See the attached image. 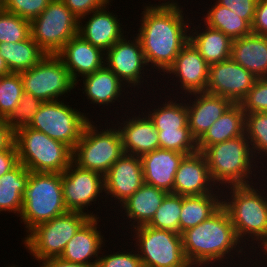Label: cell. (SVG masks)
Masks as SVG:
<instances>
[{
  "mask_svg": "<svg viewBox=\"0 0 267 267\" xmlns=\"http://www.w3.org/2000/svg\"><path fill=\"white\" fill-rule=\"evenodd\" d=\"M185 5L141 8L143 11L138 17L140 23L136 24L139 28H136L138 30L135 35L140 40L148 68L157 78H161L162 73L167 71L178 53L189 42L190 24L193 19L189 15L193 12H187Z\"/></svg>",
  "mask_w": 267,
  "mask_h": 267,
  "instance_id": "obj_1",
  "label": "cell"
},
{
  "mask_svg": "<svg viewBox=\"0 0 267 267\" xmlns=\"http://www.w3.org/2000/svg\"><path fill=\"white\" fill-rule=\"evenodd\" d=\"M181 237L185 257L192 267H245L251 264L252 253L238 239L223 207L209 219L182 232Z\"/></svg>",
  "mask_w": 267,
  "mask_h": 267,
  "instance_id": "obj_2",
  "label": "cell"
},
{
  "mask_svg": "<svg viewBox=\"0 0 267 267\" xmlns=\"http://www.w3.org/2000/svg\"><path fill=\"white\" fill-rule=\"evenodd\" d=\"M266 184L267 181L261 179L222 189V207L227 211L238 239L251 253L267 245Z\"/></svg>",
  "mask_w": 267,
  "mask_h": 267,
  "instance_id": "obj_3",
  "label": "cell"
},
{
  "mask_svg": "<svg viewBox=\"0 0 267 267\" xmlns=\"http://www.w3.org/2000/svg\"><path fill=\"white\" fill-rule=\"evenodd\" d=\"M203 154L219 189L261 180V164L255 159L246 134L209 146Z\"/></svg>",
  "mask_w": 267,
  "mask_h": 267,
  "instance_id": "obj_4",
  "label": "cell"
},
{
  "mask_svg": "<svg viewBox=\"0 0 267 267\" xmlns=\"http://www.w3.org/2000/svg\"><path fill=\"white\" fill-rule=\"evenodd\" d=\"M106 115L98 113L100 122L90 120L73 149L72 162L78 167L105 175L110 167L123 155V143L119 129ZM101 115L106 117L102 119ZM101 120L105 121L104 127ZM99 122V126L96 124ZM109 124V125H108ZM111 124V125H110ZM109 128V129H108Z\"/></svg>",
  "mask_w": 267,
  "mask_h": 267,
  "instance_id": "obj_5",
  "label": "cell"
},
{
  "mask_svg": "<svg viewBox=\"0 0 267 267\" xmlns=\"http://www.w3.org/2000/svg\"><path fill=\"white\" fill-rule=\"evenodd\" d=\"M62 173L30 172L23 196L20 223L25 235L38 224L66 213Z\"/></svg>",
  "mask_w": 267,
  "mask_h": 267,
  "instance_id": "obj_6",
  "label": "cell"
},
{
  "mask_svg": "<svg viewBox=\"0 0 267 267\" xmlns=\"http://www.w3.org/2000/svg\"><path fill=\"white\" fill-rule=\"evenodd\" d=\"M14 144L19 163L30 172L63 173L72 163L69 146L28 126L14 131Z\"/></svg>",
  "mask_w": 267,
  "mask_h": 267,
  "instance_id": "obj_7",
  "label": "cell"
},
{
  "mask_svg": "<svg viewBox=\"0 0 267 267\" xmlns=\"http://www.w3.org/2000/svg\"><path fill=\"white\" fill-rule=\"evenodd\" d=\"M90 218L82 212L67 211L35 226L24 235L21 244L40 265L49 258L60 257L67 243Z\"/></svg>",
  "mask_w": 267,
  "mask_h": 267,
  "instance_id": "obj_8",
  "label": "cell"
},
{
  "mask_svg": "<svg viewBox=\"0 0 267 267\" xmlns=\"http://www.w3.org/2000/svg\"><path fill=\"white\" fill-rule=\"evenodd\" d=\"M123 234H130L126 240L134 244L143 267H192L185 257L179 233L142 225Z\"/></svg>",
  "mask_w": 267,
  "mask_h": 267,
  "instance_id": "obj_9",
  "label": "cell"
},
{
  "mask_svg": "<svg viewBox=\"0 0 267 267\" xmlns=\"http://www.w3.org/2000/svg\"><path fill=\"white\" fill-rule=\"evenodd\" d=\"M129 33L130 32H127V35L125 34L105 52V65L115 73L131 91L133 90V93L136 91V96L139 95V92L140 94L143 93L144 96L151 90L152 92L158 91L159 84L157 82H159V80L157 77L153 76L154 74L147 66L140 40L135 34ZM129 35L131 37H128ZM150 78L154 79L151 80ZM147 80H149V82ZM143 85H145L148 90L145 89ZM154 85H156L157 88L154 87Z\"/></svg>",
  "mask_w": 267,
  "mask_h": 267,
  "instance_id": "obj_10",
  "label": "cell"
},
{
  "mask_svg": "<svg viewBox=\"0 0 267 267\" xmlns=\"http://www.w3.org/2000/svg\"><path fill=\"white\" fill-rule=\"evenodd\" d=\"M72 106L74 105H69L64 99L43 102L28 127L45 133L73 150L81 138L84 127L94 116L89 112L85 113L87 110L81 112L80 108Z\"/></svg>",
  "mask_w": 267,
  "mask_h": 267,
  "instance_id": "obj_11",
  "label": "cell"
},
{
  "mask_svg": "<svg viewBox=\"0 0 267 267\" xmlns=\"http://www.w3.org/2000/svg\"><path fill=\"white\" fill-rule=\"evenodd\" d=\"M62 191L68 211L82 212L91 218H99L100 213H102L100 211L103 209H106L104 210L106 212L109 211L106 201H103V199L106 200L104 175L97 171L82 169L72 162L62 173ZM95 204L101 207L96 208ZM93 205L95 206L93 211L97 213L91 211L93 207L90 208V206ZM102 206L106 208L102 209Z\"/></svg>",
  "mask_w": 267,
  "mask_h": 267,
  "instance_id": "obj_12",
  "label": "cell"
},
{
  "mask_svg": "<svg viewBox=\"0 0 267 267\" xmlns=\"http://www.w3.org/2000/svg\"><path fill=\"white\" fill-rule=\"evenodd\" d=\"M19 74L23 91L39 98L42 102L63 99L67 101L66 98L76 90V83L57 55L47 54L36 66Z\"/></svg>",
  "mask_w": 267,
  "mask_h": 267,
  "instance_id": "obj_13",
  "label": "cell"
},
{
  "mask_svg": "<svg viewBox=\"0 0 267 267\" xmlns=\"http://www.w3.org/2000/svg\"><path fill=\"white\" fill-rule=\"evenodd\" d=\"M79 19L62 0H51L46 9L30 22L33 40L47 53L56 55L78 34Z\"/></svg>",
  "mask_w": 267,
  "mask_h": 267,
  "instance_id": "obj_14",
  "label": "cell"
},
{
  "mask_svg": "<svg viewBox=\"0 0 267 267\" xmlns=\"http://www.w3.org/2000/svg\"><path fill=\"white\" fill-rule=\"evenodd\" d=\"M208 73L209 64L204 60L199 51L189 41L178 53L173 64L167 69L164 74H162V78H159V84L161 87L162 80L165 82L167 80L168 81L166 82V84H164L165 86L163 85V88L165 87L164 89L158 87V90H167V95H172V97L174 95L181 97V94L182 96H185L192 93L205 92L208 83ZM170 80L172 81L170 82ZM168 83H170V85ZM166 85H172L175 88L171 87L170 89V87L168 88ZM174 89L176 90V93Z\"/></svg>",
  "mask_w": 267,
  "mask_h": 267,
  "instance_id": "obj_15",
  "label": "cell"
},
{
  "mask_svg": "<svg viewBox=\"0 0 267 267\" xmlns=\"http://www.w3.org/2000/svg\"><path fill=\"white\" fill-rule=\"evenodd\" d=\"M81 82L83 84L80 85ZM79 85L82 88H80ZM76 89L78 91L79 90L83 91L82 93L85 95L86 99L89 101V104H86V106L92 104L94 105L93 106L94 110H96L95 108L98 105L99 109H103L101 110L102 113L103 111L104 113H106V110L108 112L110 108V113L108 115H111L112 113H114L115 115L116 114L120 115L119 114L120 112L123 113L127 111L128 109L134 107V105H136L134 104L136 103L135 102L136 94L133 93V91L129 90L128 86L124 84L118 78V76L115 73H113L106 65H104L101 69L93 72L92 74L86 75L82 77L80 80H78V82L76 83ZM128 94L130 96L133 95L132 98L131 97L129 98ZM125 103L126 104L128 103V104L126 105ZM113 105L114 106L117 105V106L114 107ZM118 105H120V107H118ZM124 105L126 106V108ZM111 106L113 107V109L111 108ZM118 108H121V109H118ZM123 108H125V110ZM119 110L120 112H118Z\"/></svg>",
  "mask_w": 267,
  "mask_h": 267,
  "instance_id": "obj_16",
  "label": "cell"
},
{
  "mask_svg": "<svg viewBox=\"0 0 267 267\" xmlns=\"http://www.w3.org/2000/svg\"><path fill=\"white\" fill-rule=\"evenodd\" d=\"M136 106L137 108L134 105V109H128L125 113H122L121 116L112 114L111 116L112 118L114 116V119L112 120L110 118L109 120H111L120 131L124 153L141 157L159 148V137L153 121L140 109L137 103Z\"/></svg>",
  "mask_w": 267,
  "mask_h": 267,
  "instance_id": "obj_17",
  "label": "cell"
},
{
  "mask_svg": "<svg viewBox=\"0 0 267 267\" xmlns=\"http://www.w3.org/2000/svg\"><path fill=\"white\" fill-rule=\"evenodd\" d=\"M104 184L105 201L106 204L109 202L108 207L111 205L109 212L116 211L124 201L144 184L141 157L123 154L104 175ZM112 202H115L113 206Z\"/></svg>",
  "mask_w": 267,
  "mask_h": 267,
  "instance_id": "obj_18",
  "label": "cell"
},
{
  "mask_svg": "<svg viewBox=\"0 0 267 267\" xmlns=\"http://www.w3.org/2000/svg\"><path fill=\"white\" fill-rule=\"evenodd\" d=\"M256 78L232 58L209 65L207 93L219 95L239 104L253 88Z\"/></svg>",
  "mask_w": 267,
  "mask_h": 267,
  "instance_id": "obj_19",
  "label": "cell"
},
{
  "mask_svg": "<svg viewBox=\"0 0 267 267\" xmlns=\"http://www.w3.org/2000/svg\"><path fill=\"white\" fill-rule=\"evenodd\" d=\"M111 3L113 5V0L101 9L79 19L78 34L103 52L110 49L128 32L126 31L128 30L126 27L128 24L122 25L123 23L120 20L124 18H118L119 16L116 14V11L114 13L112 10H109L110 6H112Z\"/></svg>",
  "mask_w": 267,
  "mask_h": 267,
  "instance_id": "obj_20",
  "label": "cell"
},
{
  "mask_svg": "<svg viewBox=\"0 0 267 267\" xmlns=\"http://www.w3.org/2000/svg\"><path fill=\"white\" fill-rule=\"evenodd\" d=\"M222 193L213 182L207 159L200 152L185 155L174 177L173 194L181 196Z\"/></svg>",
  "mask_w": 267,
  "mask_h": 267,
  "instance_id": "obj_21",
  "label": "cell"
},
{
  "mask_svg": "<svg viewBox=\"0 0 267 267\" xmlns=\"http://www.w3.org/2000/svg\"><path fill=\"white\" fill-rule=\"evenodd\" d=\"M167 194L168 192L165 190L144 183L131 197L119 206L120 208L116 209L117 211H114L113 217L115 218L113 219L117 218V224L122 217L123 219L120 221H124L117 225L119 227L117 229H123L122 231L126 230L128 232L129 229L147 225ZM117 212L120 213L118 214ZM116 213L118 216H115Z\"/></svg>",
  "mask_w": 267,
  "mask_h": 267,
  "instance_id": "obj_22",
  "label": "cell"
},
{
  "mask_svg": "<svg viewBox=\"0 0 267 267\" xmlns=\"http://www.w3.org/2000/svg\"><path fill=\"white\" fill-rule=\"evenodd\" d=\"M182 97L187 104L188 127L196 140L234 104L227 98L207 92H197Z\"/></svg>",
  "mask_w": 267,
  "mask_h": 267,
  "instance_id": "obj_23",
  "label": "cell"
},
{
  "mask_svg": "<svg viewBox=\"0 0 267 267\" xmlns=\"http://www.w3.org/2000/svg\"><path fill=\"white\" fill-rule=\"evenodd\" d=\"M159 92L160 93H156V91H155V93H154V91H153V93L149 92L147 95L152 97V99L149 98V96H148L147 100H146V97L143 98L142 94H140L141 96L137 95L136 98H138V99H136V103H138V101L140 102L142 99H145V101L138 103L139 105L141 104L139 107L143 106V108L141 107L140 109L144 110V112L153 121V123L155 125V129L157 131H178L179 129L184 128L188 124V110H187V104H186L185 99L182 96H181V98H180V96H178V97L173 96V98H172L170 95H166V93L164 91H162V92L159 91ZM150 93L154 97L151 96ZM158 94H160V95H158ZM161 94H162V97H161ZM163 94L165 95L164 96L165 99L163 97ZM155 95L160 97L158 99L159 102H158V100L157 101L155 100L158 98ZM139 97H140V100H139ZM148 98L152 101L148 100ZM160 99H161V101H160ZM147 101H148V103H147ZM144 102H146V103L144 104ZM149 102H153V103H149ZM147 104H149L148 107H147Z\"/></svg>",
  "mask_w": 267,
  "mask_h": 267,
  "instance_id": "obj_24",
  "label": "cell"
},
{
  "mask_svg": "<svg viewBox=\"0 0 267 267\" xmlns=\"http://www.w3.org/2000/svg\"><path fill=\"white\" fill-rule=\"evenodd\" d=\"M99 222H103L101 217L90 218L67 243L60 258L71 263H97L105 242L110 240H105V233L100 229L102 225L105 229L107 223Z\"/></svg>",
  "mask_w": 267,
  "mask_h": 267,
  "instance_id": "obj_25",
  "label": "cell"
},
{
  "mask_svg": "<svg viewBox=\"0 0 267 267\" xmlns=\"http://www.w3.org/2000/svg\"><path fill=\"white\" fill-rule=\"evenodd\" d=\"M56 55L62 60L75 83L105 65V52L79 34L71 38Z\"/></svg>",
  "mask_w": 267,
  "mask_h": 267,
  "instance_id": "obj_26",
  "label": "cell"
},
{
  "mask_svg": "<svg viewBox=\"0 0 267 267\" xmlns=\"http://www.w3.org/2000/svg\"><path fill=\"white\" fill-rule=\"evenodd\" d=\"M185 155L161 148L142 155L144 183L173 193L174 177Z\"/></svg>",
  "mask_w": 267,
  "mask_h": 267,
  "instance_id": "obj_27",
  "label": "cell"
},
{
  "mask_svg": "<svg viewBox=\"0 0 267 267\" xmlns=\"http://www.w3.org/2000/svg\"><path fill=\"white\" fill-rule=\"evenodd\" d=\"M191 16L194 19L190 24L189 41L199 51L204 60L210 65L230 59L233 40L220 30L213 29L202 21L197 22L198 20L193 17V14Z\"/></svg>",
  "mask_w": 267,
  "mask_h": 267,
  "instance_id": "obj_28",
  "label": "cell"
},
{
  "mask_svg": "<svg viewBox=\"0 0 267 267\" xmlns=\"http://www.w3.org/2000/svg\"><path fill=\"white\" fill-rule=\"evenodd\" d=\"M231 58L256 78H266L267 36L251 33L233 40Z\"/></svg>",
  "mask_w": 267,
  "mask_h": 267,
  "instance_id": "obj_29",
  "label": "cell"
},
{
  "mask_svg": "<svg viewBox=\"0 0 267 267\" xmlns=\"http://www.w3.org/2000/svg\"><path fill=\"white\" fill-rule=\"evenodd\" d=\"M245 134V112L239 104H233L197 140V149L204 152L209 146Z\"/></svg>",
  "mask_w": 267,
  "mask_h": 267,
  "instance_id": "obj_30",
  "label": "cell"
},
{
  "mask_svg": "<svg viewBox=\"0 0 267 267\" xmlns=\"http://www.w3.org/2000/svg\"><path fill=\"white\" fill-rule=\"evenodd\" d=\"M222 207V193L182 196L179 234L209 219Z\"/></svg>",
  "mask_w": 267,
  "mask_h": 267,
  "instance_id": "obj_31",
  "label": "cell"
},
{
  "mask_svg": "<svg viewBox=\"0 0 267 267\" xmlns=\"http://www.w3.org/2000/svg\"><path fill=\"white\" fill-rule=\"evenodd\" d=\"M29 170L18 163L12 170L0 177V213H13L17 218L23 208ZM3 212V213H2Z\"/></svg>",
  "mask_w": 267,
  "mask_h": 267,
  "instance_id": "obj_32",
  "label": "cell"
},
{
  "mask_svg": "<svg viewBox=\"0 0 267 267\" xmlns=\"http://www.w3.org/2000/svg\"><path fill=\"white\" fill-rule=\"evenodd\" d=\"M0 55L11 73H19L36 66L47 53L30 35L24 41L0 43Z\"/></svg>",
  "mask_w": 267,
  "mask_h": 267,
  "instance_id": "obj_33",
  "label": "cell"
},
{
  "mask_svg": "<svg viewBox=\"0 0 267 267\" xmlns=\"http://www.w3.org/2000/svg\"><path fill=\"white\" fill-rule=\"evenodd\" d=\"M213 1L214 3L212 4L211 2L208 8L204 6V9H207L206 11L204 9L201 10L203 12L201 15L204 16L201 17V20L198 19L199 22L204 21L203 23L207 26L220 30L231 40L239 39L252 33L251 25L246 20L228 8L219 5L215 0Z\"/></svg>",
  "mask_w": 267,
  "mask_h": 267,
  "instance_id": "obj_34",
  "label": "cell"
},
{
  "mask_svg": "<svg viewBox=\"0 0 267 267\" xmlns=\"http://www.w3.org/2000/svg\"><path fill=\"white\" fill-rule=\"evenodd\" d=\"M245 134L255 159L264 163L267 159V113L245 114Z\"/></svg>",
  "mask_w": 267,
  "mask_h": 267,
  "instance_id": "obj_35",
  "label": "cell"
},
{
  "mask_svg": "<svg viewBox=\"0 0 267 267\" xmlns=\"http://www.w3.org/2000/svg\"><path fill=\"white\" fill-rule=\"evenodd\" d=\"M181 207L182 196L168 193L147 226L179 233Z\"/></svg>",
  "mask_w": 267,
  "mask_h": 267,
  "instance_id": "obj_36",
  "label": "cell"
},
{
  "mask_svg": "<svg viewBox=\"0 0 267 267\" xmlns=\"http://www.w3.org/2000/svg\"><path fill=\"white\" fill-rule=\"evenodd\" d=\"M23 83L19 73L1 76L0 118L6 119L16 108L23 95Z\"/></svg>",
  "mask_w": 267,
  "mask_h": 267,
  "instance_id": "obj_37",
  "label": "cell"
},
{
  "mask_svg": "<svg viewBox=\"0 0 267 267\" xmlns=\"http://www.w3.org/2000/svg\"><path fill=\"white\" fill-rule=\"evenodd\" d=\"M30 35V21L0 9V43L24 41Z\"/></svg>",
  "mask_w": 267,
  "mask_h": 267,
  "instance_id": "obj_38",
  "label": "cell"
},
{
  "mask_svg": "<svg viewBox=\"0 0 267 267\" xmlns=\"http://www.w3.org/2000/svg\"><path fill=\"white\" fill-rule=\"evenodd\" d=\"M159 148L174 150L186 155L197 152V140L192 136L188 124L178 131H157Z\"/></svg>",
  "mask_w": 267,
  "mask_h": 267,
  "instance_id": "obj_39",
  "label": "cell"
},
{
  "mask_svg": "<svg viewBox=\"0 0 267 267\" xmlns=\"http://www.w3.org/2000/svg\"><path fill=\"white\" fill-rule=\"evenodd\" d=\"M124 242L125 240L122 242L123 244H121L120 246L121 247L120 249L122 250L115 252L114 249H112L113 253L109 248L108 251L105 250L106 249L105 247H107V245L104 246V249H102L103 252L101 251L100 257L98 259L97 267H143L142 261L138 256L136 249L134 250V247H132L133 245L131 244V242L130 241H126L127 243ZM124 246H127L128 249H126V247ZM128 246L130 247V249Z\"/></svg>",
  "mask_w": 267,
  "mask_h": 267,
  "instance_id": "obj_40",
  "label": "cell"
},
{
  "mask_svg": "<svg viewBox=\"0 0 267 267\" xmlns=\"http://www.w3.org/2000/svg\"><path fill=\"white\" fill-rule=\"evenodd\" d=\"M43 102L32 94L23 92L20 102L12 113L5 119L7 124L15 131L23 126H28L36 115Z\"/></svg>",
  "mask_w": 267,
  "mask_h": 267,
  "instance_id": "obj_41",
  "label": "cell"
},
{
  "mask_svg": "<svg viewBox=\"0 0 267 267\" xmlns=\"http://www.w3.org/2000/svg\"><path fill=\"white\" fill-rule=\"evenodd\" d=\"M239 105L245 114L267 113V77L258 78L253 88L240 101Z\"/></svg>",
  "mask_w": 267,
  "mask_h": 267,
  "instance_id": "obj_42",
  "label": "cell"
},
{
  "mask_svg": "<svg viewBox=\"0 0 267 267\" xmlns=\"http://www.w3.org/2000/svg\"><path fill=\"white\" fill-rule=\"evenodd\" d=\"M50 2L51 0H3V9L31 22Z\"/></svg>",
  "mask_w": 267,
  "mask_h": 267,
  "instance_id": "obj_43",
  "label": "cell"
},
{
  "mask_svg": "<svg viewBox=\"0 0 267 267\" xmlns=\"http://www.w3.org/2000/svg\"><path fill=\"white\" fill-rule=\"evenodd\" d=\"M219 5L228 8L250 25L253 22L257 0H215Z\"/></svg>",
  "mask_w": 267,
  "mask_h": 267,
  "instance_id": "obj_44",
  "label": "cell"
},
{
  "mask_svg": "<svg viewBox=\"0 0 267 267\" xmlns=\"http://www.w3.org/2000/svg\"><path fill=\"white\" fill-rule=\"evenodd\" d=\"M66 7L78 18L104 7L111 0H62Z\"/></svg>",
  "mask_w": 267,
  "mask_h": 267,
  "instance_id": "obj_45",
  "label": "cell"
},
{
  "mask_svg": "<svg viewBox=\"0 0 267 267\" xmlns=\"http://www.w3.org/2000/svg\"><path fill=\"white\" fill-rule=\"evenodd\" d=\"M251 28L252 33L267 36V0H257Z\"/></svg>",
  "mask_w": 267,
  "mask_h": 267,
  "instance_id": "obj_46",
  "label": "cell"
},
{
  "mask_svg": "<svg viewBox=\"0 0 267 267\" xmlns=\"http://www.w3.org/2000/svg\"><path fill=\"white\" fill-rule=\"evenodd\" d=\"M18 163V153L13 143L8 149L0 152V177L12 170Z\"/></svg>",
  "mask_w": 267,
  "mask_h": 267,
  "instance_id": "obj_47",
  "label": "cell"
},
{
  "mask_svg": "<svg viewBox=\"0 0 267 267\" xmlns=\"http://www.w3.org/2000/svg\"><path fill=\"white\" fill-rule=\"evenodd\" d=\"M14 143V130L4 118H0V152L8 149Z\"/></svg>",
  "mask_w": 267,
  "mask_h": 267,
  "instance_id": "obj_48",
  "label": "cell"
},
{
  "mask_svg": "<svg viewBox=\"0 0 267 267\" xmlns=\"http://www.w3.org/2000/svg\"><path fill=\"white\" fill-rule=\"evenodd\" d=\"M40 267H97V263H71L58 258H49Z\"/></svg>",
  "mask_w": 267,
  "mask_h": 267,
  "instance_id": "obj_49",
  "label": "cell"
},
{
  "mask_svg": "<svg viewBox=\"0 0 267 267\" xmlns=\"http://www.w3.org/2000/svg\"><path fill=\"white\" fill-rule=\"evenodd\" d=\"M251 257L253 258L251 259V264L253 267H267V253L263 249L253 251Z\"/></svg>",
  "mask_w": 267,
  "mask_h": 267,
  "instance_id": "obj_50",
  "label": "cell"
},
{
  "mask_svg": "<svg viewBox=\"0 0 267 267\" xmlns=\"http://www.w3.org/2000/svg\"><path fill=\"white\" fill-rule=\"evenodd\" d=\"M156 1H159L158 4ZM162 1V2H161ZM155 4L151 1L146 4L145 2H142L145 6H179L181 3H179L178 0H154Z\"/></svg>",
  "mask_w": 267,
  "mask_h": 267,
  "instance_id": "obj_51",
  "label": "cell"
},
{
  "mask_svg": "<svg viewBox=\"0 0 267 267\" xmlns=\"http://www.w3.org/2000/svg\"><path fill=\"white\" fill-rule=\"evenodd\" d=\"M10 70L5 62V60L3 59V57L0 55V76H5L10 74Z\"/></svg>",
  "mask_w": 267,
  "mask_h": 267,
  "instance_id": "obj_52",
  "label": "cell"
},
{
  "mask_svg": "<svg viewBox=\"0 0 267 267\" xmlns=\"http://www.w3.org/2000/svg\"><path fill=\"white\" fill-rule=\"evenodd\" d=\"M265 163H262L261 164V178L263 179V180H266L267 181V176H266V174H267V167L265 166V165H267V159L264 161ZM266 171V172H265ZM265 173V174H264ZM265 177V178H264Z\"/></svg>",
  "mask_w": 267,
  "mask_h": 267,
  "instance_id": "obj_53",
  "label": "cell"
},
{
  "mask_svg": "<svg viewBox=\"0 0 267 267\" xmlns=\"http://www.w3.org/2000/svg\"><path fill=\"white\" fill-rule=\"evenodd\" d=\"M5 267H6V266H5ZM8 267H19V265L17 266L16 264H15V265H14V264H12V265L9 264ZM20 267H21V266H20ZM37 267H40V266L38 265Z\"/></svg>",
  "mask_w": 267,
  "mask_h": 267,
  "instance_id": "obj_54",
  "label": "cell"
},
{
  "mask_svg": "<svg viewBox=\"0 0 267 267\" xmlns=\"http://www.w3.org/2000/svg\"><path fill=\"white\" fill-rule=\"evenodd\" d=\"M263 250L267 253V245L263 248Z\"/></svg>",
  "mask_w": 267,
  "mask_h": 267,
  "instance_id": "obj_55",
  "label": "cell"
},
{
  "mask_svg": "<svg viewBox=\"0 0 267 267\" xmlns=\"http://www.w3.org/2000/svg\"><path fill=\"white\" fill-rule=\"evenodd\" d=\"M0 6H3V0H0Z\"/></svg>",
  "mask_w": 267,
  "mask_h": 267,
  "instance_id": "obj_56",
  "label": "cell"
}]
</instances>
